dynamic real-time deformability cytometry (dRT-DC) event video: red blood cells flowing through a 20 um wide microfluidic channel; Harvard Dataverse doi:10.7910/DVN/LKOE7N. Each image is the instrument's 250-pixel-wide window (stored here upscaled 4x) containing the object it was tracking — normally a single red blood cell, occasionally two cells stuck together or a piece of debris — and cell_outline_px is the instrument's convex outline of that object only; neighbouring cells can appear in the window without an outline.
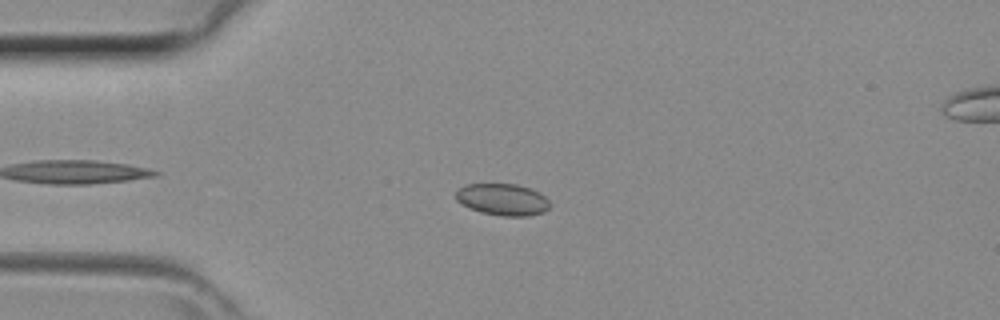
{"species": "common noctule bat (a hibernating species)", "species_latin": "Nyctalus noctula", "temperature_condition": "room temperature", "stored_images_in_passage": 37, "camera_frame_rate_fps": 3000, "um_per_image_px": 0.085, "animal": {"sex": "female", "body_mass_g": 29.2, "forearm_length_mm": 56.3}, "frame": {"image": 1, "passage_image": 7, "time_ms": 2.0, "image_size_px": [1000, 320], "cell_outline_px": [[548, 208], [544, 212], [528, 216], [504, 216], [480, 212], [456, 200], [456, 192], [464, 184], [516, 184], [532, 188], [540, 192], [548, 200]], "centroid_in_image_um": [42.74, 16.95], "position_along_channel_um": 42.3, "area_um2": 17.28}}
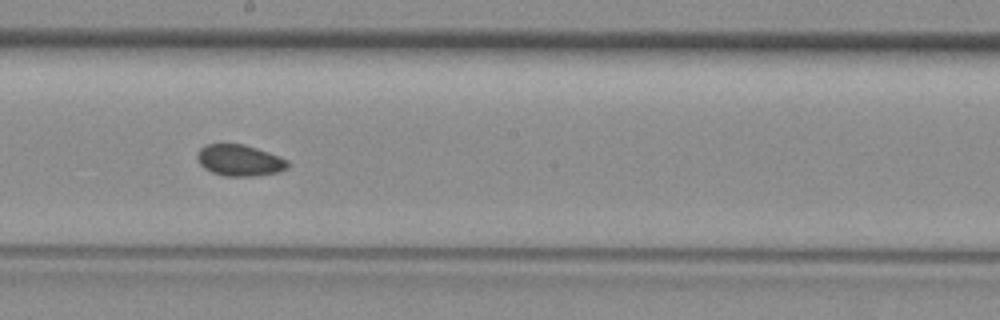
{"frame": {"image": 2, "passage_image": 20, "time_ms": 6.333, "image_size_px": [1000, 320], "cell_outline_px": [[288, 168], [276, 172], [252, 176], [224, 176], [212, 172], [204, 168], [200, 164], [196, 156], [196, 152], [204, 144], [244, 144], [268, 152], [288, 160]], "centroid_in_image_um": [20.32, 13.62], "position_along_channel_um": 227.9, "area_um2": 16.47}}
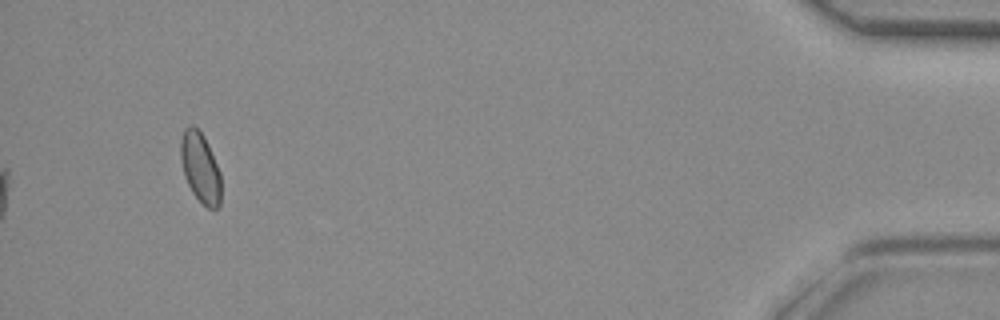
{"frame": {"image": 3, "passage_image": 37, "time_ms": 12.0, "image_size_px": [1000, 320], "cell_outline_px": [[220, 204], [216, 208], [208, 208], [192, 192], [184, 176], [180, 160], [180, 140], [184, 128], [192, 124], [204, 136], [208, 144], [220, 172]], "centroid_in_image_um": [17.0, 14.21], "position_along_channel_um": 418.2, "area_um2": 16.42}}